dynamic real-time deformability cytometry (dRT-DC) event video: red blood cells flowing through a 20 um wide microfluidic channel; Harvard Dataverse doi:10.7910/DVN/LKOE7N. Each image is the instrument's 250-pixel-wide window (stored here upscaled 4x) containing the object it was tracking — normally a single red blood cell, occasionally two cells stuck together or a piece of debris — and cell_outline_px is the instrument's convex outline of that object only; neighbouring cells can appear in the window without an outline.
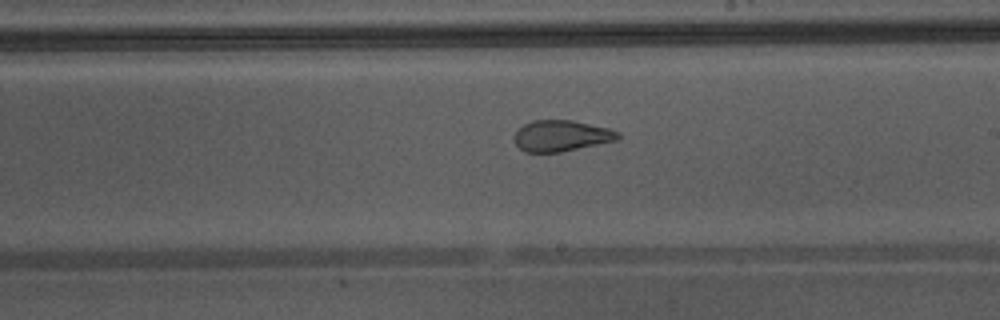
{"species": "Egyptian fruit bat (a non-hibernating species)", "species_latin": "Rousettus aegyptiacus", "temperature_condition": "warm", "stored_images_in_passage": 27, "camera_frame_rate_fps": 3000, "um_per_image_px": 0.085, "animal": {"sex": "male"}, "frame": {"image": 1, "passage_image": 16, "time_ms": 5.0, "image_size_px": [1000, 320], "cell_outline_px": [[620, 136], [616, 140], [560, 152], [524, 152], [512, 140], [512, 136], [524, 124], [532, 120], [572, 120], [608, 128], [620, 132]], "centroid_in_image_um": [47.67, 11.54], "position_along_channel_um": 241.3, "area_um2": 18.73}}